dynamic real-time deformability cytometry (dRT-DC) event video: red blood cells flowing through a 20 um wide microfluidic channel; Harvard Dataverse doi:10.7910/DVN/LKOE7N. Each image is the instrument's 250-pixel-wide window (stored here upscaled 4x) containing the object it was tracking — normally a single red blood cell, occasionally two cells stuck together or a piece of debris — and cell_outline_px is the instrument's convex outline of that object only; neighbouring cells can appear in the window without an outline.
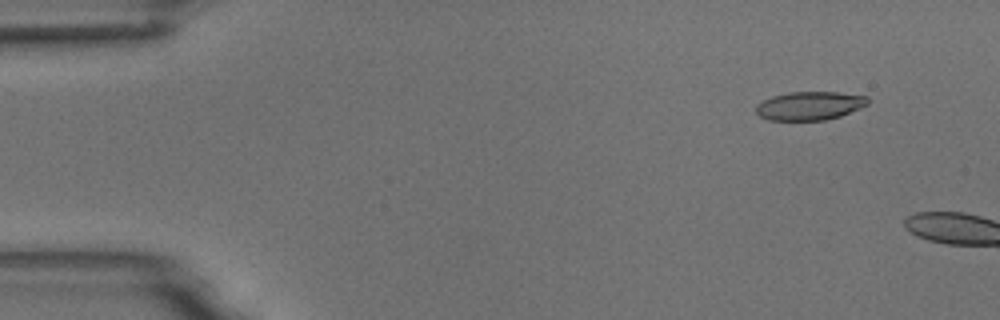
{"species": "common noctule bat (a hibernating species)", "species_latin": "Nyctalus noctula", "temperature_condition": "room temperature", "stored_images_in_passage": 3, "camera_frame_rate_fps": 3000, "um_per_image_px": 0.085, "animal": {"sex": "male", "body_mass_g": 18.8}, "frame": {"image": 1, "passage_image": 2, "time_ms": 1.0, "image_size_px": [1000, 320], "cell_outline_px": [[868, 104], [860, 108], [840, 116], [824, 120], [768, 120], [760, 116], [756, 112], [756, 104], [772, 96], [792, 92], [836, 92], [868, 96]], "centroid_in_image_um": [68.82, 8.99], "position_along_channel_um": 16.2, "area_um2": 18.5}}